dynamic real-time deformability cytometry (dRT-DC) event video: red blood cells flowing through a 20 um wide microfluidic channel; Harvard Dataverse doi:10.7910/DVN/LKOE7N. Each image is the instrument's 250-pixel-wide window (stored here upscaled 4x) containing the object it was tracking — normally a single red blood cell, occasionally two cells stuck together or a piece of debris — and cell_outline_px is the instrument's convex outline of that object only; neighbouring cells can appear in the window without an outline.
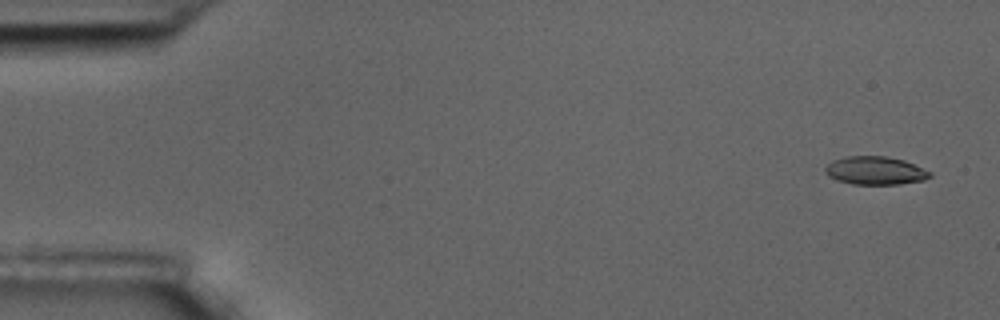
{"species": "common noctule bat (a hibernating species)", "species_latin": "Nyctalus noctula", "temperature_condition": "room temperature", "stored_images_in_passage": 16, "camera_frame_rate_fps": 3000, "um_per_image_px": 0.085, "animal": {"sex": "male", "body_mass_g": 17.5, "forearm_length_mm": 52.3}, "frame": {"image": 1, "passage_image": 1, "time_ms": 0.0, "image_size_px": [1000, 320], "cell_outline_px": [[932, 176], [924, 180], [900, 184], [852, 184], [828, 176], [824, 172], [824, 168], [832, 160], [848, 156], [888, 156], [904, 160], [932, 172]], "centroid_in_image_um": [74.41, 14.49], "position_along_channel_um": 10.6, "area_um2": 17.22}}
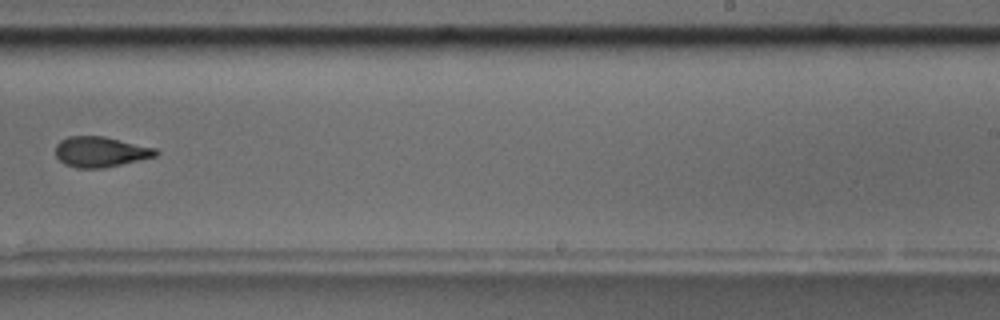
{"frame": {"image": 2, "passage_image": 10, "time_ms": 3.0, "image_size_px": [1000, 320], "cell_outline_px": [[160, 152], [156, 156], [104, 168], [76, 168], [64, 164], [56, 156], [56, 144], [60, 140], [68, 136], [104, 136], [156, 148]], "centroid_in_image_um": [8.53, 12.9], "position_along_channel_um": 280.5, "area_um2": 17.8}}